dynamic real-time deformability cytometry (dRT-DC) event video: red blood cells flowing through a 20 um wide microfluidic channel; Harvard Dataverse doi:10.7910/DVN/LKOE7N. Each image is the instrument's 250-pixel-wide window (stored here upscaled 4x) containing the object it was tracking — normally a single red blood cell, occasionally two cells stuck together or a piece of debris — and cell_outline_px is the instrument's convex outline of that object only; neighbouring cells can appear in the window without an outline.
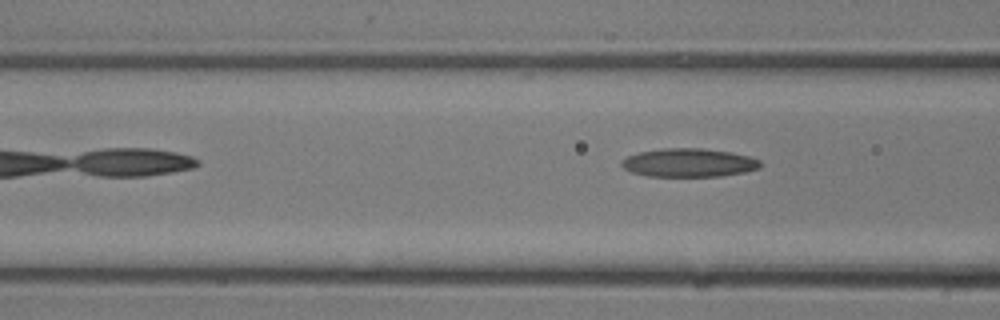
{"species": "common noctule bat (a hibernating species)", "species_latin": "Nyctalus noctula", "temperature_condition": "room temperature", "stored_images_in_passage": 10, "camera_frame_rate_fps": 3000, "um_per_image_px": 0.085, "animal": {"sex": "male", "body_mass_g": 13.3}, "frame": {"image": 1, "passage_image": 10, "time_ms": 3.0, "image_size_px": [1000, 320], "cell_outline_px": [[760, 168], [744, 172], [720, 176], [648, 176], [632, 172], [624, 168], [620, 164], [620, 160], [628, 156], [640, 152], [660, 148], [704, 148], [732, 152], [748, 156], [760, 160]], "centroid_in_image_um": [58.54, 13.82], "position_along_channel_um": 108.1, "area_um2": 23.06}}